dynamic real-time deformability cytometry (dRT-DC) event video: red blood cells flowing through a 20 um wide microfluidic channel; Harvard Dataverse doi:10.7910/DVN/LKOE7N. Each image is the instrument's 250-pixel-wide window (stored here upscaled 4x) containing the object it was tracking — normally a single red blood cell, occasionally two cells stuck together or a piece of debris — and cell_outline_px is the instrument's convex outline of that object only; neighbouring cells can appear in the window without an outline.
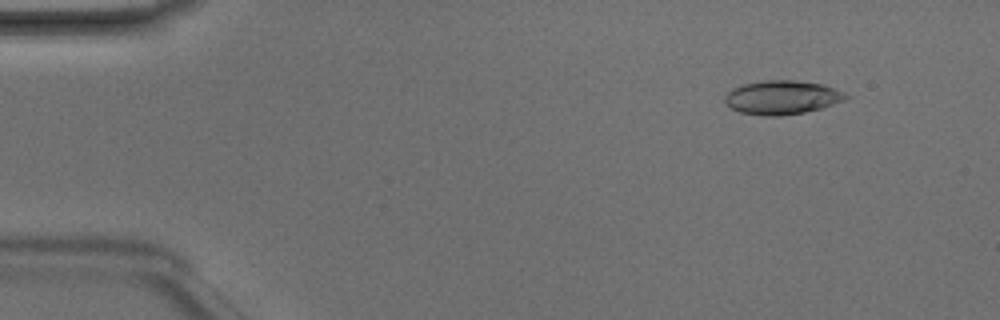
{"species": "Egyptian fruit bat (a non-hibernating species)", "species_latin": "Rousettus aegyptiacus", "temperature_condition": "room temperature", "stored_images_in_passage": 48, "camera_frame_rate_fps": 3000, "um_per_image_px": 0.085, "animal": {"sex": "male"}, "frame": {"image": 1, "passage_image": 5, "time_ms": 1.333, "image_size_px": [1000, 320], "cell_outline_px": [[852, 96], [844, 100], [820, 108], [804, 112], [780, 116], [760, 116], [740, 112], [724, 104], [724, 96], [732, 88], [744, 84], [764, 80], [796, 80], [820, 84], [844, 92]], "centroid_in_image_um": [66.43, 8.28], "position_along_channel_um": 18.6, "area_um2": 23.87}}
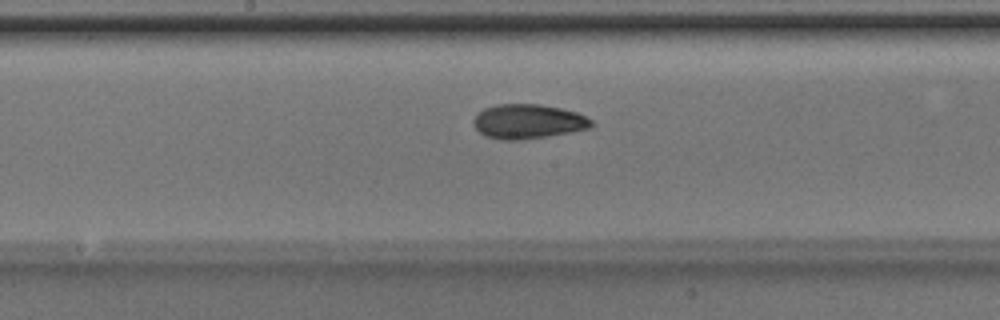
{"frame": {"image": 2, "passage_image": 25, "time_ms": 8.0, "image_size_px": [1000, 320], "cell_outline_px": [[592, 124], [588, 128], [568, 132], [524, 140], [500, 140], [484, 136], [476, 128], [472, 120], [484, 108], [496, 104], [540, 104], [560, 108], [576, 112], [592, 120]], "centroid_in_image_um": [44.83, 10.33], "position_along_channel_um": 203.4, "area_um2": 23.52}}
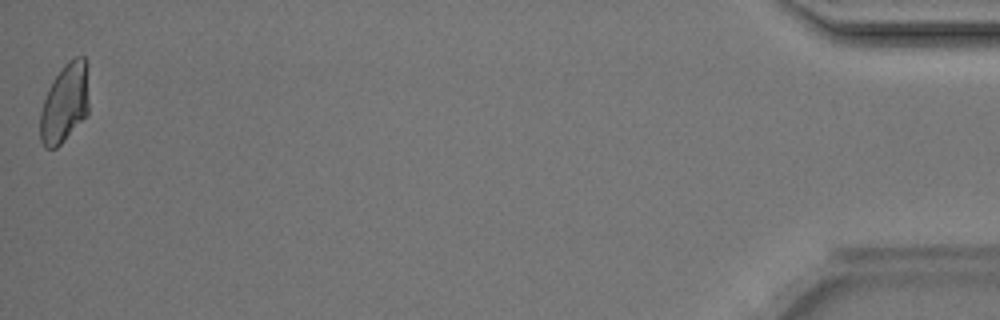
{"frame": {"image": 3, "passage_image": 48, "time_ms": 15.667, "image_size_px": [1000, 320], "cell_outline_px": [[88, 112], [64, 140], [56, 148], [44, 148], [40, 140], [40, 112], [48, 88], [64, 64], [68, 60], [76, 56], [84, 56], [88, 60]], "centroid_in_image_um": [5.51, 8.72], "position_along_channel_um": 429.7, "area_um2": 22.54}, "authors_computed_cell_mechanics": {"area_um2": 22.8599, "velocity_mm_per_s": 4.1881, "shape_relaxation_time_tau1_ms": 3.0061, "shape_relaxation_time_tau2_ms": 1.6852, "deformation_change_tau1": 0.1497, "deformation_change_tau2": 0.066}}